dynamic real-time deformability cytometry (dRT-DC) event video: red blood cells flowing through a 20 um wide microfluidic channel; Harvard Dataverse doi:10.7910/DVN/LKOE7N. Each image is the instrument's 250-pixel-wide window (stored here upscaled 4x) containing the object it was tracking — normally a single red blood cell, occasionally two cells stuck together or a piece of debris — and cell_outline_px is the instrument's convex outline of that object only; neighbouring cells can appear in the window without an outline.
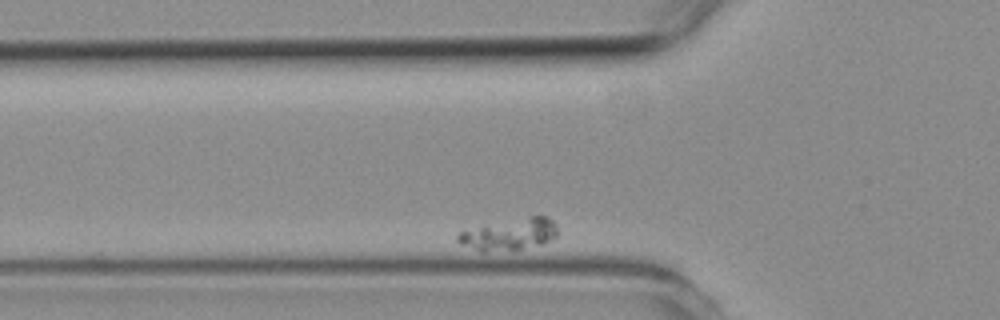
{"species": "common noctule bat (a hibernating species)", "species_latin": "Nyctalus noctula", "temperature_condition": "room temperature", "stored_images_in_passage": 3, "camera_frame_rate_fps": 3000, "um_per_image_px": 0.085, "animal": {"sex": "female", "body_mass_g": 19.3, "forearm_length_mm": 54.1}, "frame": {"image": 1, "passage_image": 2, "time_ms": 1.0, "image_size_px": [1000, 320], "cell_outline_px": [[556, 236], [552, 240], [540, 244], [520, 248], [484, 252], [480, 252], [460, 244], [456, 240], [456, 236], [460, 232], [528, 216], [548, 216], [556, 224]], "centroid_in_image_um": [43.32, 19.93], "position_along_channel_um": 82.5, "area_um2": 17.8}}